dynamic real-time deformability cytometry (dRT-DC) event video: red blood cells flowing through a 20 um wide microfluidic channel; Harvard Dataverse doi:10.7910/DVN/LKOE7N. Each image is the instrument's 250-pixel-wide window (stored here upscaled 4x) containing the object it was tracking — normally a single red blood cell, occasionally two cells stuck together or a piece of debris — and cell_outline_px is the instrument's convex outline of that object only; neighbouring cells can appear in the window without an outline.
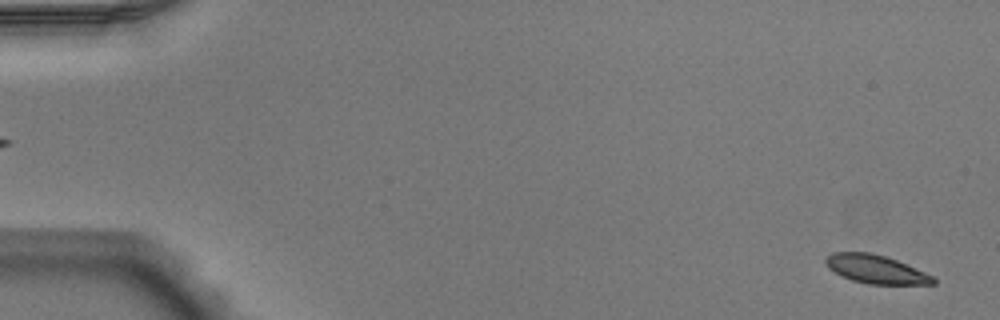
{"species": "Egyptian fruit bat (a non-hibernating species)", "species_latin": "Rousettus aegyptiacus", "temperature_condition": "warm", "stored_images_in_passage": 11, "camera_frame_rate_fps": 3000, "um_per_image_px": 0.085, "animal": {"sex": "male"}, "frame": {"image": 1, "passage_image": 2, "time_ms": 0.333, "image_size_px": [1000, 320], "cell_outline_px": [[936, 284], [868, 284], [852, 280], [828, 268], [824, 260], [832, 252], [872, 252], [896, 260], [924, 272], [932, 276], [936, 280]], "centroid_in_image_um": [74.43, 22.88], "position_along_channel_um": 10.6, "area_um2": 17.57}}